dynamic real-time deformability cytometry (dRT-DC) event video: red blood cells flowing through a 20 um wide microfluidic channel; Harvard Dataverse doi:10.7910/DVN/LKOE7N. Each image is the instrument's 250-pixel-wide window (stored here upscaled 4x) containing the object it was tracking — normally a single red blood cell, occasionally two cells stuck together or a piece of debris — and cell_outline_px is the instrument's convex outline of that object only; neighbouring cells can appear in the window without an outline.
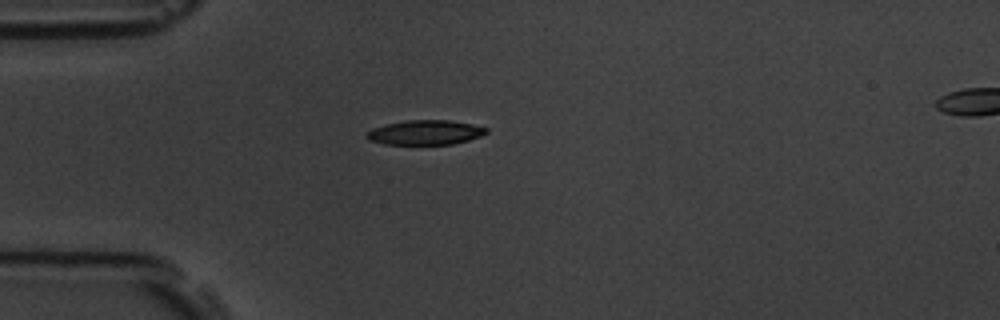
{"species": "common noctule bat (a hibernating species)", "species_latin": "Nyctalus noctula", "temperature_condition": "room temperature", "stored_images_in_passage": 2, "segment_of_instrument_passage": [1, 2], "camera_frame_rate_fps": 3000, "um_per_image_px": 0.085, "animal": {"sex": "male", "body_mass_g": 19.5, "forearm_length_mm": 54.6}, "frame": {"image": 1, "passage_image": 1, "time_ms": 0.0, "image_size_px": [1000, 320], "cell_outline_px": [[488, 132], [480, 136], [468, 140], [452, 144], [384, 144], [368, 140], [364, 136], [372, 128], [384, 124], [404, 120], [448, 120], [472, 124], [488, 128]], "centroid_in_image_um": [36.11, 11.25], "position_along_channel_um": 48.9, "area_um2": 17.22}}